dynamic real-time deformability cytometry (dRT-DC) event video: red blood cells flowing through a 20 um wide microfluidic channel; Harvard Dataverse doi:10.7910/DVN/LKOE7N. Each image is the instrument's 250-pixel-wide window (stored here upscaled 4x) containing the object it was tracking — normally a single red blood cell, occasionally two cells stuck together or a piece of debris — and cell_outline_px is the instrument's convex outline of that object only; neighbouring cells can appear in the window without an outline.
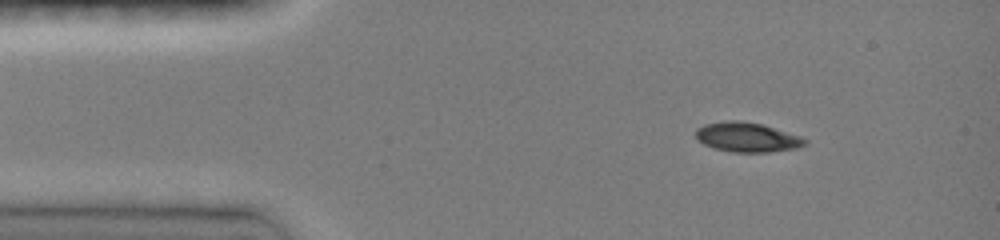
{"species": "common noctule bat (a hibernating species)", "species_latin": "Nyctalus noctula", "temperature_condition": "room temperature", "stored_images_in_passage": 45, "camera_frame_rate_fps": 3000, "um_per_image_px": 0.085, "animal": {"sex": "female", "body_mass_g": 19.0, "forearm_length_mm": 51.5}, "frame": {"image": 1, "passage_image": 5, "time_ms": 1.333, "image_size_px": [1000, 240], "cell_outline_px": [[808, 144], [796, 148], [768, 152], [732, 152], [712, 148], [696, 140], [696, 128], [704, 124], [728, 120], [740, 120], [760, 124], [800, 136], [808, 140]], "centroid_in_image_um": [63.47, 11.67], "position_along_channel_um": 21.5, "area_um2": 18.84}}
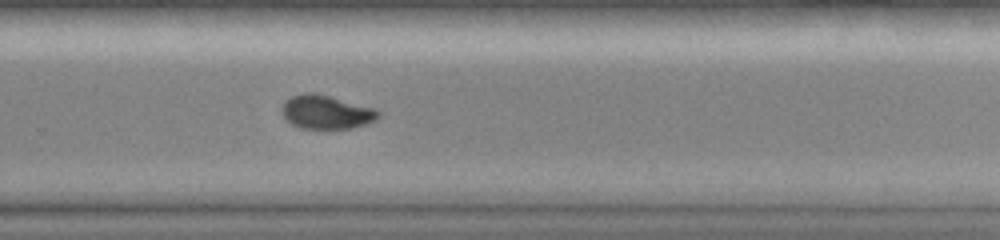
{"frame": {"image": 2, "passage_image": 30, "time_ms": 9.667, "image_size_px": [1000, 240], "cell_outline_px": [[380, 116], [376, 120], [352, 128], [300, 128], [292, 124], [280, 112], [280, 108], [284, 100], [292, 96], [304, 92], [316, 92], [376, 108], [380, 112]], "centroid_in_image_um": [27.72, 9.5], "position_along_channel_um": 302.1, "area_um2": 19.19}}
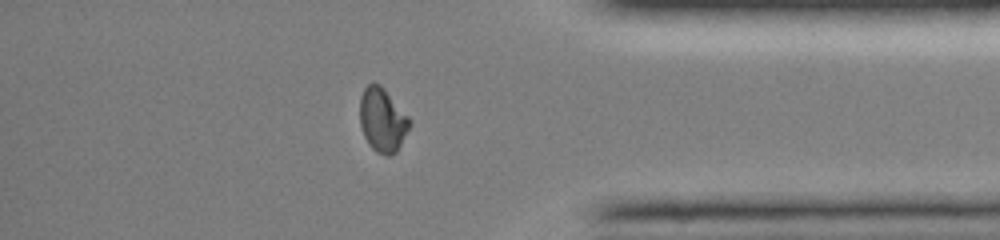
{"frame": {"image": 3, "passage_image": 38, "time_ms": 12.333, "image_size_px": [1000, 240], "cell_outline_px": [[412, 124], [396, 152], [388, 156], [376, 152], [368, 144], [364, 136], [360, 124], [360, 96], [364, 88], [368, 84], [380, 84], [384, 88], [408, 116]], "centroid_in_image_um": [32.51, 10.21], "position_along_channel_um": 402.7, "area_um2": 18.5}, "authors_computed_cell_mechanics": {"area_um2": 18.9584, "velocity_mm_per_s": 4.1224, "shape_relaxation_time_tau1_ms": 9.729, "shape_relaxation_time_tau2_ms": 2.901, "deformation_change_tau1": 0.2655, "deformation_change_tau2": 0.0381}}